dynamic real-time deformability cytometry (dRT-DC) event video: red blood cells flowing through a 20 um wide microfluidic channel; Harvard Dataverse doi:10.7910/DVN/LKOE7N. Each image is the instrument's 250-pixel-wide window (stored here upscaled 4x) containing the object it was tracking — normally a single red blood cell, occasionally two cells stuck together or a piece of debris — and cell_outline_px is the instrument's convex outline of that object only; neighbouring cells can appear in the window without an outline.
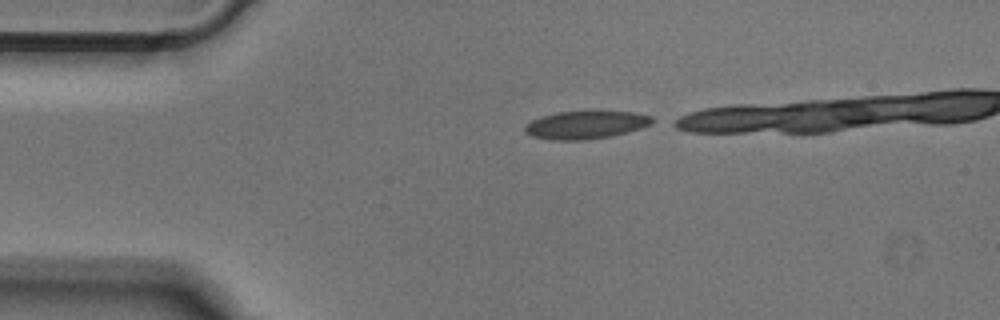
{"species": "Egyptian fruit bat (a non-hibernating species)", "species_latin": "Rousettus aegyptiacus", "temperature_condition": "cold", "stored_images_in_passage": 9, "camera_frame_rate_fps": 3000, "um_per_image_px": 0.085, "animal": {"sex": "male"}, "frame": {"image": 1, "passage_image": 1, "time_ms": 0.0, "image_size_px": [1000, 320], "cell_outline_px": [[660, 120], [652, 124], [628, 132], [612, 136], [588, 140], [552, 140], [532, 136], [524, 132], [524, 128], [532, 120], [540, 116], [556, 112], [588, 108], [632, 112], [652, 116]], "centroid_in_image_um": [49.86, 10.56], "position_along_channel_um": 35.1, "area_um2": 21.91}}
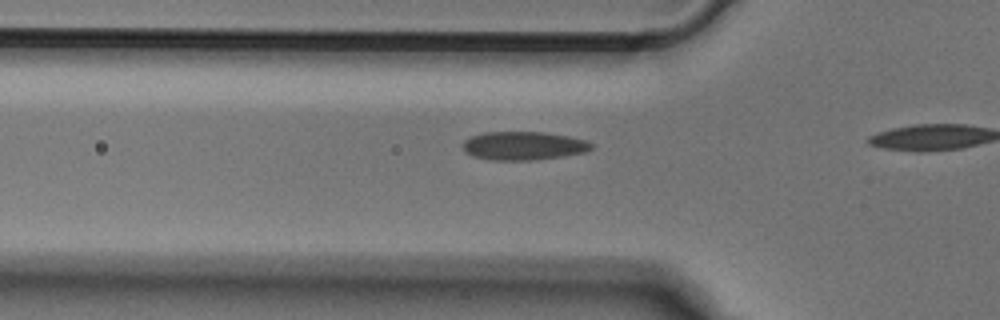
{"frame": {"image": 2, "passage_image": 7, "time_ms": 2.0, "image_size_px": [1000, 320], "cell_outline_px": [[592, 148], [584, 152], [560, 156], [532, 160], [488, 160], [472, 156], [464, 152], [464, 140], [472, 136], [484, 132], [544, 132], [568, 136], [584, 140], [592, 144]], "centroid_in_image_um": [44.44, 12.39], "position_along_channel_um": 81.4, "area_um2": 21.15}}